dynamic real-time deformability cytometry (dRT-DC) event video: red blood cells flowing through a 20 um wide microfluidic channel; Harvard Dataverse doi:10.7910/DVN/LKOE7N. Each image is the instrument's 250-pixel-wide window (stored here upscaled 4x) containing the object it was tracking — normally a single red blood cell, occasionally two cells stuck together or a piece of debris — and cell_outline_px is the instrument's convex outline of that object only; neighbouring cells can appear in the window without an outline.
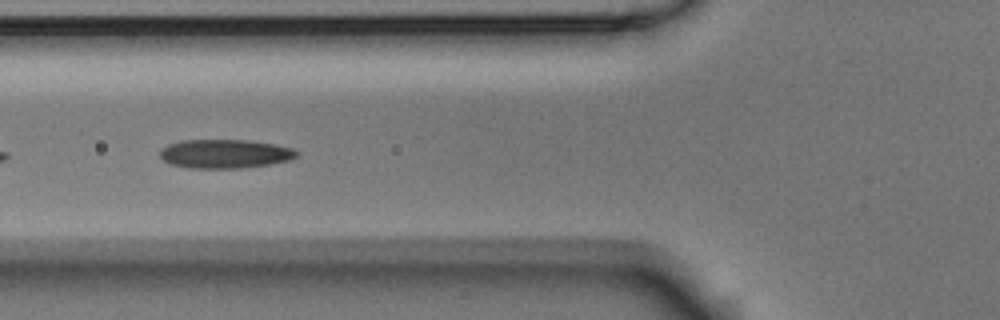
{"species": "Egyptian fruit bat (a non-hibernating species)", "species_latin": "Rousettus aegyptiacus", "temperature_condition": "room temperature", "stored_images_in_passage": 9, "camera_frame_rate_fps": 3000, "um_per_image_px": 0.085, "animal": {"sex": "male"}, "frame": {"image": 1, "passage_image": 6, "time_ms": 1.667, "image_size_px": [1000, 320], "cell_outline_px": [[300, 152], [296, 156], [288, 160], [268, 164], [240, 168], [188, 168], [172, 164], [164, 160], [160, 156], [160, 148], [168, 144], [180, 140], [248, 140], [276, 144], [292, 148]], "centroid_in_image_um": [19.1, 13.06], "position_along_channel_um": 106.7, "area_um2": 23.0}}
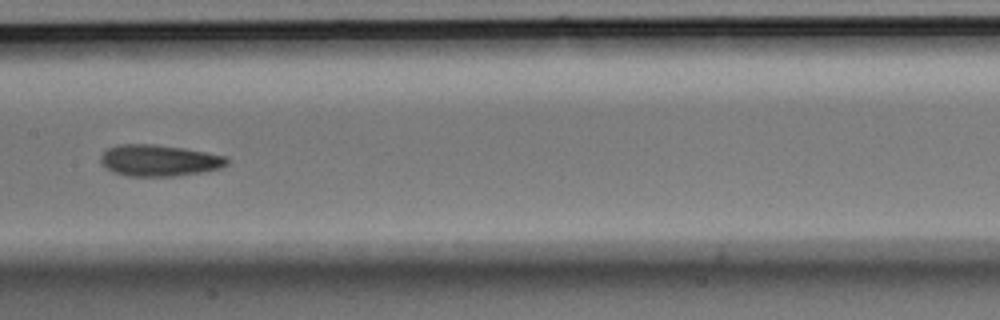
{"frame": {"image": 2, "passage_image": 8, "time_ms": 2.333, "image_size_px": [1000, 320], "cell_outline_px": [[228, 164], [220, 168], [200, 172], [176, 176], [128, 176], [112, 172], [100, 160], [100, 156], [108, 148], [120, 144], [156, 144], [184, 148], [208, 152], [228, 156]], "centroid_in_image_um": [13.56, 13.63], "position_along_channel_um": 193.8, "area_um2": 23.18}}
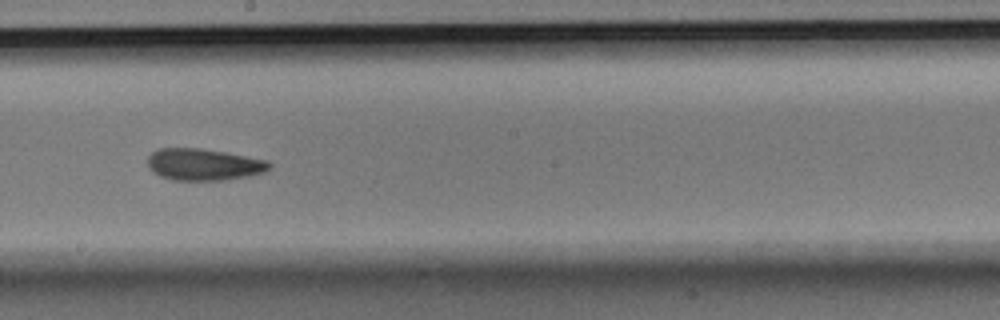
{"frame": {"image": 3, "passage_image": 9, "time_ms": 2.667, "image_size_px": [1000, 320], "cell_outline_px": [[272, 168], [264, 172], [252, 176], [224, 180], [172, 180], [160, 176], [152, 172], [148, 168], [148, 156], [152, 152], [160, 148], [200, 148], [224, 152], [268, 160], [272, 164]], "centroid_in_image_um": [17.33, 13.99], "position_along_channel_um": 230.9, "area_um2": 22.77}}